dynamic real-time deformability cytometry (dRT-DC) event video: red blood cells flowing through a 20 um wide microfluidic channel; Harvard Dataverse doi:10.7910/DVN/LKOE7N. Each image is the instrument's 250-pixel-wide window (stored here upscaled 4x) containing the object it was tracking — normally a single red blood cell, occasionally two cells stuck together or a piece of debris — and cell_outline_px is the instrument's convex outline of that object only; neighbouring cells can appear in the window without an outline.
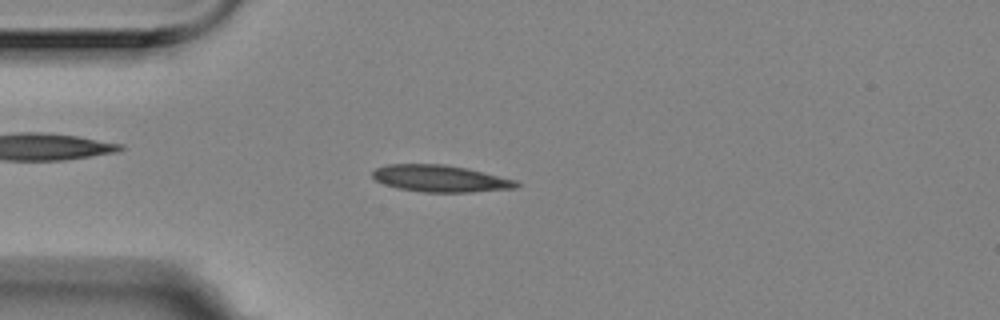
{"species": "Egyptian fruit bat (a non-hibernating species)", "species_latin": "Rousettus aegyptiacus", "temperature_condition": "room temperature", "stored_images_in_passage": 55, "camera_frame_rate_fps": 3000, "um_per_image_px": 0.085, "animal": {"sex": "female"}, "frame": {"image": 1, "passage_image": 13, "time_ms": 4.0, "image_size_px": [1000, 320], "cell_outline_px": [[520, 184], [516, 188], [472, 192], [424, 192], [400, 188], [384, 184], [376, 180], [372, 176], [372, 172], [376, 168], [388, 164], [444, 164], [468, 168], [516, 180]], "centroid_in_image_um": [37.44, 15.17], "position_along_channel_um": 47.6, "area_um2": 22.43}}
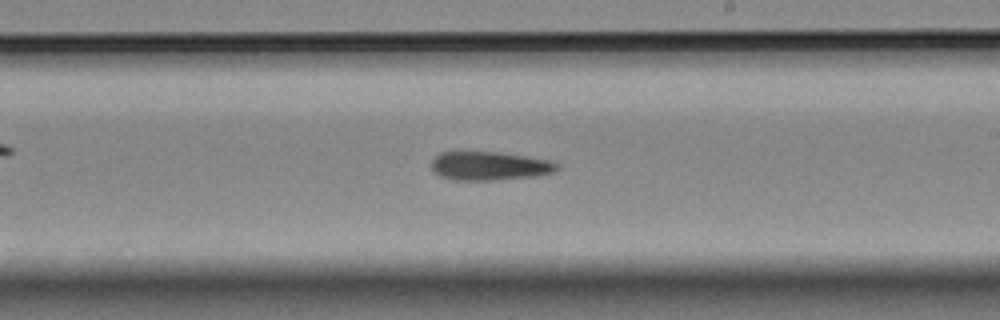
{"frame": {"image": 2, "passage_image": 31, "time_ms": 10.0, "image_size_px": [1000, 320], "cell_outline_px": [[560, 168], [552, 172], [532, 176], [492, 180], [452, 180], [440, 176], [432, 168], [432, 160], [440, 152], [500, 152], [548, 160], [560, 164]], "centroid_in_image_um": [41.59, 14.1], "position_along_channel_um": 247.4, "area_um2": 20.75}}
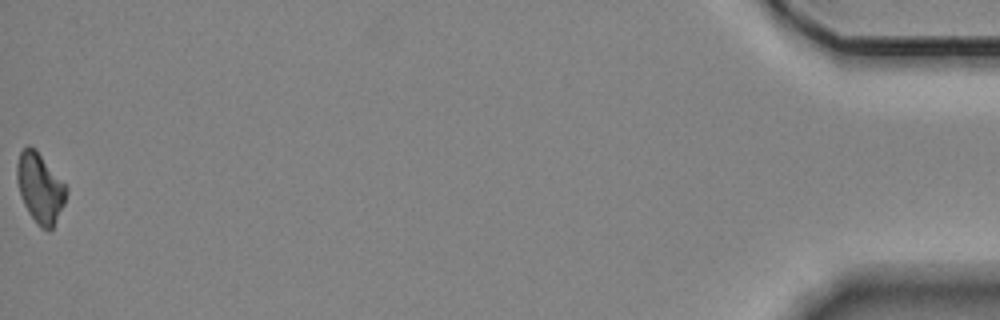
{"frame": {"image": 3, "passage_image": 55, "time_ms": 18.0, "image_size_px": [1000, 320], "cell_outline_px": [[68, 192], [64, 204], [52, 228], [48, 232], [40, 228], [36, 224], [28, 212], [24, 204], [16, 180], [16, 164], [20, 152], [28, 144], [36, 148], [68, 188]], "centroid_in_image_um": [3.4, 15.97], "position_along_channel_um": 431.8, "area_um2": 20.23}, "authors_computed_cell_mechanics": {"area_um2": 20.9236, "velocity_mm_per_s": 3.5242, "shape_relaxation_time_tau1_ms": 5.289, "shape_relaxation_time_tau2_ms": null, "deformation_change_tau1": 0.128, "deformation_change_tau2": null}}